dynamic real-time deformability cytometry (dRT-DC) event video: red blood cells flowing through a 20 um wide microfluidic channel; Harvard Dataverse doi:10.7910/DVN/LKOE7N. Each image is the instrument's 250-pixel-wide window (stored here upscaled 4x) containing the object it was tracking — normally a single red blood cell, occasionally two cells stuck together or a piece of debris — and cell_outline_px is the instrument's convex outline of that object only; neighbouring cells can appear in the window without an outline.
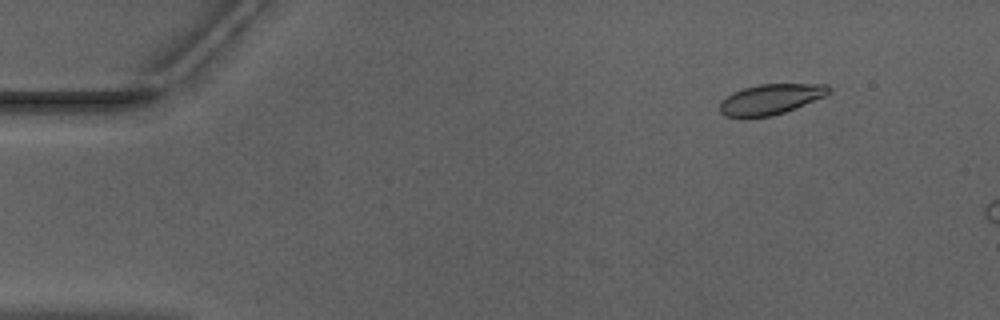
{"species": "Egyptian fruit bat (a non-hibernating species)", "species_latin": "Rousettus aegyptiacus", "temperature_condition": "warm", "stored_images_in_passage": 16, "camera_frame_rate_fps": 3000, "um_per_image_px": 0.085, "animal": {"sex": "male"}, "frame": {"image": 1, "passage_image": 7, "time_ms": 2.0, "image_size_px": [1000, 320], "cell_outline_px": [[832, 92], [824, 96], [796, 108], [772, 116], [724, 116], [720, 112], [720, 100], [732, 92], [744, 88], [760, 84], [828, 84], [832, 88]], "centroid_in_image_um": [65.53, 8.41], "position_along_channel_um": 19.5, "area_um2": 19.19}}